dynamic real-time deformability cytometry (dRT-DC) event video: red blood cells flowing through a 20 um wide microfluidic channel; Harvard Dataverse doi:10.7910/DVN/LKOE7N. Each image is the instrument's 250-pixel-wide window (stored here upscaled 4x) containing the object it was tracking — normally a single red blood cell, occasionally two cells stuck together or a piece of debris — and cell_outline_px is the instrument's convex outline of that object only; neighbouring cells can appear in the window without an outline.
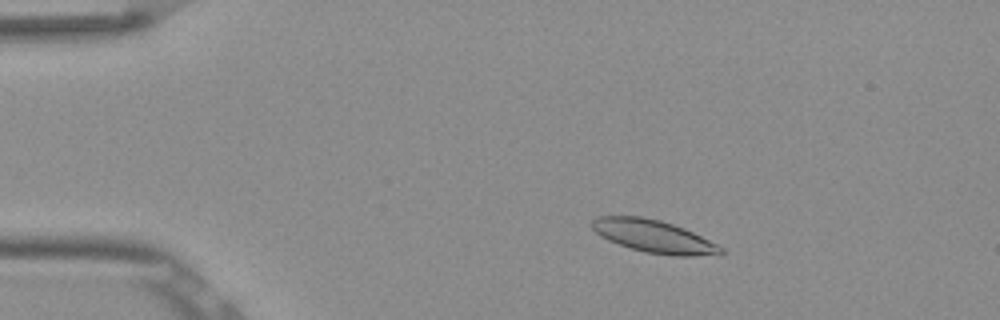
{"species": "Egyptian fruit bat (a non-hibernating species)", "species_latin": "Rousettus aegyptiacus", "temperature_condition": "room temperature", "stored_images_in_passage": 52, "camera_frame_rate_fps": 3000, "um_per_image_px": 0.085, "frame": {"image": 1, "passage_image": 8, "time_ms": 2.333, "image_size_px": [1000, 320], "cell_outline_px": [[724, 252], [720, 256], [672, 256], [644, 252], [608, 240], [600, 236], [592, 228], [592, 220], [596, 216], [640, 216], [660, 220], [684, 228], [724, 248]], "centroid_in_image_um": [55.6, 20.1], "position_along_channel_um": 29.4, "area_um2": 24.57}}
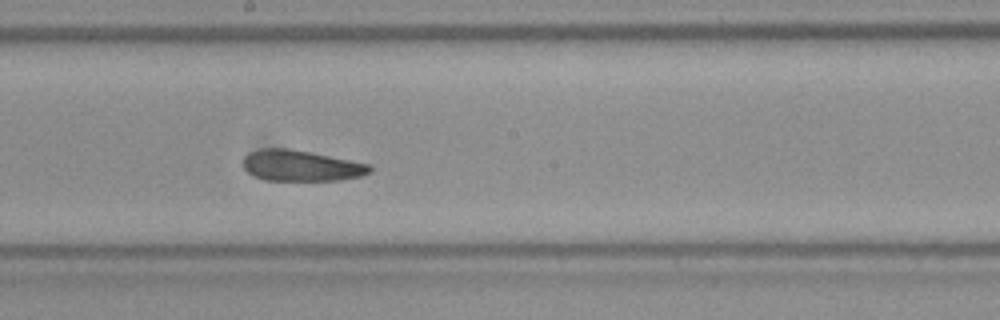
{"frame": {"image": 2, "passage_image": 28, "time_ms": 9.0, "image_size_px": [1000, 320], "cell_outline_px": [[372, 172], [360, 176], [340, 180], [264, 180], [248, 172], [244, 168], [244, 156], [248, 152], [260, 148], [284, 148], [308, 152], [372, 164]], "centroid_in_image_um": [25.6, 14.08], "position_along_channel_um": 222.6, "area_um2": 22.72}}
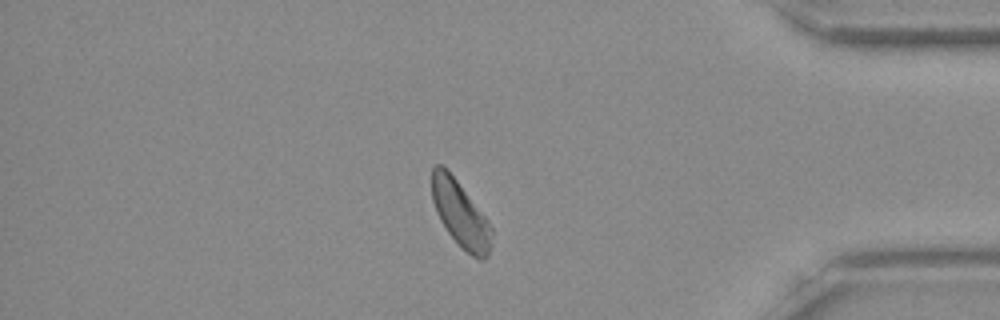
{"frame": {"image": 3, "passage_image": 44, "time_ms": 14.333, "image_size_px": [1000, 320], "cell_outline_px": [[492, 244], [488, 256], [484, 260], [480, 260], [472, 256], [460, 248], [448, 232], [440, 220], [436, 212], [432, 200], [432, 168], [436, 164], [444, 164], [484, 216], [492, 228]], "centroid_in_image_um": [39.13, 18.22], "position_along_channel_um": 396.1, "area_um2": 23.0}, "authors_computed_cell_mechanics": {"area_um2": 23.6113, "velocity_mm_per_s": 3.8143, "shape_relaxation_time_tau1_ms": 3.1526, "shape_relaxation_time_tau2_ms": 2.6152, "deformation_change_tau1": 0.0903, "deformation_change_tau2": 0.0941}}